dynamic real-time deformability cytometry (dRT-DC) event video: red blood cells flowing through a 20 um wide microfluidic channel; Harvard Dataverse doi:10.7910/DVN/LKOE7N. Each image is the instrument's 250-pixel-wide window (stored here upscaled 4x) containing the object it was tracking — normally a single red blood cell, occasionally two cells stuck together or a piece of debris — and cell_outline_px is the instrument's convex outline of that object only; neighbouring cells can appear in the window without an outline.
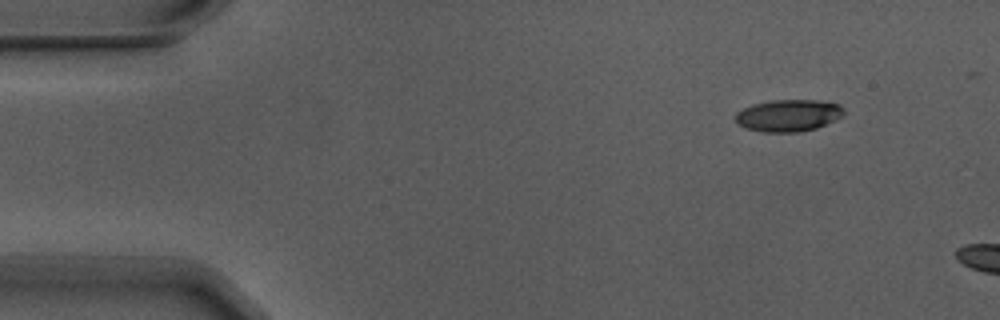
{"species": "Egyptian fruit bat (a non-hibernating species)", "species_latin": "Rousettus aegyptiacus", "temperature_condition": "warm", "stored_images_in_passage": 3, "camera_frame_rate_fps": 3000, "um_per_image_px": 0.085, "animal": {"sex": "male"}, "frame": {"image": 1, "passage_image": 1, "time_ms": 0.0, "image_size_px": [1000, 320], "cell_outline_px": [[844, 116], [836, 120], [816, 128], [796, 132], [764, 132], [744, 128], [736, 124], [736, 112], [752, 104], [772, 100], [820, 100], [840, 104], [844, 108]], "centroid_in_image_um": [67.03, 9.81], "position_along_channel_um": 18.0, "area_um2": 20.4}}